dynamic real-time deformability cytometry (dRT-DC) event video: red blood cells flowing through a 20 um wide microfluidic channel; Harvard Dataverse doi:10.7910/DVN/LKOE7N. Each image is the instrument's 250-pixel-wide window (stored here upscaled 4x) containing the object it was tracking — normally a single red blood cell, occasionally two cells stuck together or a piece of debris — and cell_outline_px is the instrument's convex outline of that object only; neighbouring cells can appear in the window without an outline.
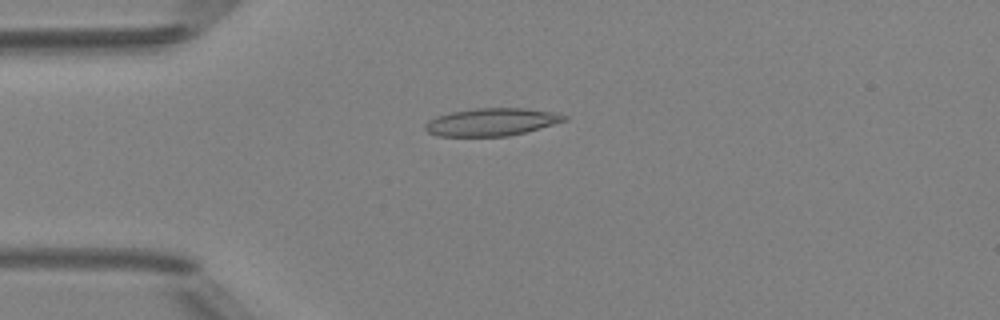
{"species": "Egyptian fruit bat (a non-hibernating species)", "species_latin": "Rousettus aegyptiacus", "temperature_condition": "room temperature", "stored_images_in_passage": 6, "camera_frame_rate_fps": 3000, "um_per_image_px": 0.085, "animal": {"sex": "female"}, "frame": {"image": 1, "passage_image": 4, "time_ms": 3.667, "image_size_px": [1000, 320], "cell_outline_px": [[568, 120], [524, 132], [508, 136], [436, 136], [428, 132], [424, 128], [424, 124], [428, 120], [436, 116], [452, 112], [472, 108], [524, 108], [560, 112], [568, 116]], "centroid_in_image_um": [41.8, 10.36], "position_along_channel_um": 43.2, "area_um2": 22.6}}
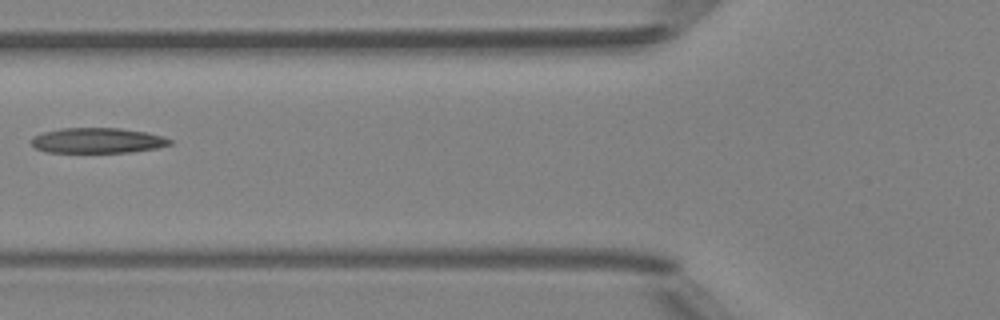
{"frame": {"image": 2, "passage_image": 6, "time_ms": 6.0, "image_size_px": [1000, 320], "cell_outline_px": [[172, 144], [156, 148], [132, 152], [44, 152], [36, 148], [32, 144], [32, 136], [44, 132], [60, 128], [120, 128], [148, 132], [164, 136], [172, 140]], "centroid_in_image_um": [8.31, 11.94], "position_along_channel_um": 117.5, "area_um2": 20.52}}